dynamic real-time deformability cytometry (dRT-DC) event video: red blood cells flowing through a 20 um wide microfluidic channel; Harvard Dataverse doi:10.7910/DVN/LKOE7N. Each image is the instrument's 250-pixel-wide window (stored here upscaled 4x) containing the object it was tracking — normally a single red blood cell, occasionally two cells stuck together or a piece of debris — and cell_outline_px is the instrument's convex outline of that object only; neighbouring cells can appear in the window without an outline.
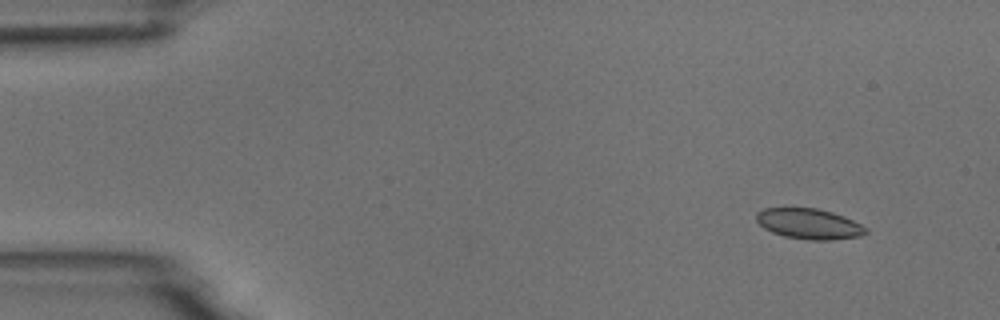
{"species": "common noctule bat (a hibernating species)", "species_latin": "Nyctalus noctula", "temperature_condition": "room temperature", "stored_images_in_passage": 50, "camera_frame_rate_fps": 3000, "um_per_image_px": 0.085, "animal": {"sex": "male", "body_mass_g": 18.8}, "frame": {"image": 1, "passage_image": 1, "time_ms": 0.0, "image_size_px": [1000, 320], "cell_outline_px": [[868, 232], [860, 236], [832, 240], [808, 240], [784, 236], [772, 232], [764, 228], [756, 220], [756, 212], [764, 208], [816, 208], [832, 212], [844, 216], [868, 228]], "centroid_in_image_um": [68.77, 19.03], "position_along_channel_um": 16.2, "area_um2": 19.48}}
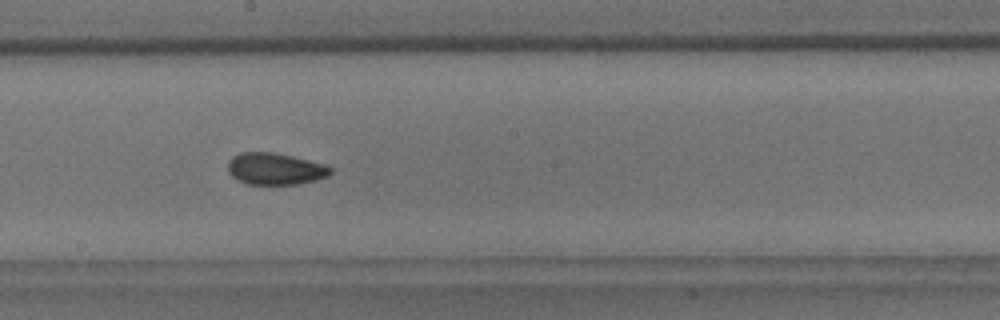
{"frame": {"image": 2, "passage_image": 26, "time_ms": 8.333, "image_size_px": [1000, 320], "cell_outline_px": [[332, 172], [328, 176], [316, 180], [296, 184], [248, 184], [236, 180], [228, 172], [228, 160], [232, 156], [240, 152], [272, 152], [292, 156], [324, 164], [332, 168]], "centroid_in_image_um": [23.36, 14.35], "position_along_channel_um": 224.8, "area_um2": 19.07}}
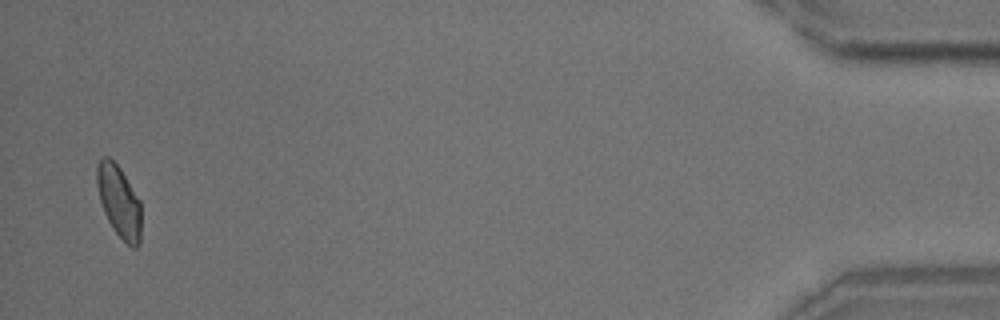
{"frame": {"image": 3, "passage_image": 49, "time_ms": 16.0, "image_size_px": [1000, 320], "cell_outline_px": [[140, 244], [136, 248], [132, 248], [112, 228], [104, 212], [100, 200], [96, 184], [96, 168], [100, 160], [104, 156], [108, 156], [120, 168], [140, 200]], "centroid_in_image_um": [10.11, 17.11], "position_along_channel_um": 425.1, "area_um2": 18.44}, "authors_computed_cell_mechanics": {"area_um2": 19.2185, "velocity_mm_per_s": 3.7277, "shape_relaxation_time_tau1_ms": 4.7855, "shape_relaxation_time_tau2_ms": 1.8246, "deformation_change_tau1": 0.0971, "deformation_change_tau2": 0.0573}}